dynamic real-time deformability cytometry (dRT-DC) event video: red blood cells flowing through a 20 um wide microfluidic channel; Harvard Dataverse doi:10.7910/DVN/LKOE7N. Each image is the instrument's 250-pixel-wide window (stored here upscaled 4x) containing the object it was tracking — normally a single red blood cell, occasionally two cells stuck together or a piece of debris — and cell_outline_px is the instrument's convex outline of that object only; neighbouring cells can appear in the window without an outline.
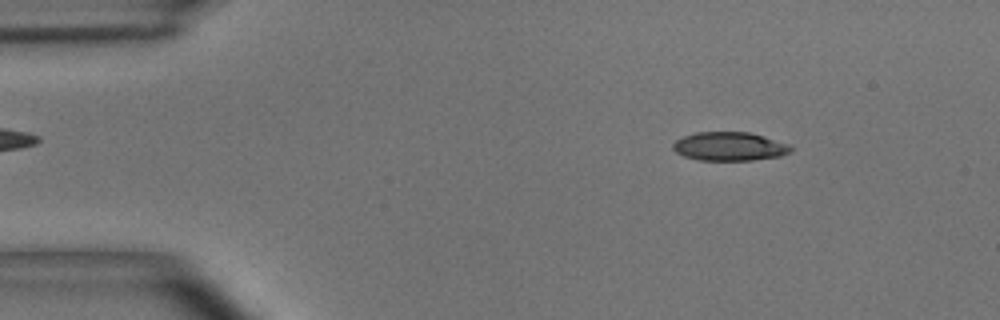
{"species": "common noctule bat (a hibernating species)", "species_latin": "Nyctalus noctula", "temperature_condition": "room temperature", "stored_images_in_passage": 5, "camera_frame_rate_fps": 3000, "um_per_image_px": 0.085, "animal": {"sex": "male", "body_mass_g": 15.6}, "frame": {"image": 1, "passage_image": 2, "time_ms": 0.333, "image_size_px": [1000, 320], "cell_outline_px": [[792, 152], [780, 156], [752, 160], [700, 160], [684, 156], [676, 152], [672, 148], [672, 144], [676, 140], [684, 136], [696, 132], [748, 132], [764, 136], [792, 144]], "centroid_in_image_um": [62.04, 12.44], "position_along_channel_um": 23.0, "area_um2": 19.83}}
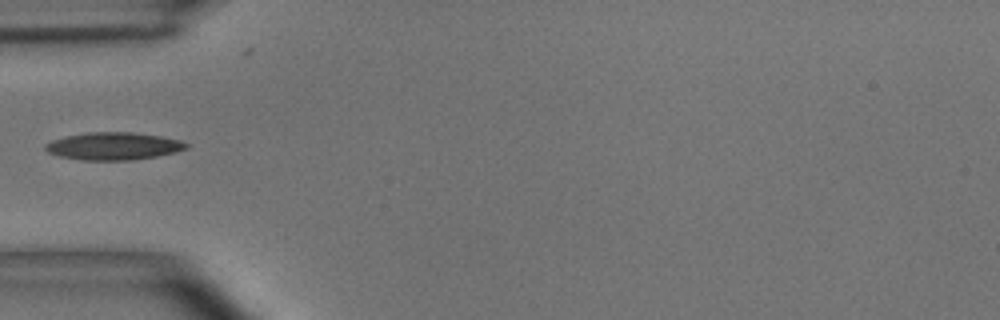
{"frame": {"image": 2, "passage_image": 5, "time_ms": 1.333, "image_size_px": [1000, 320], "cell_outline_px": [[188, 148], [176, 152], [156, 156], [132, 160], [84, 160], [60, 156], [48, 152], [44, 148], [44, 144], [52, 140], [68, 136], [88, 132], [132, 132], [160, 136], [180, 140], [188, 144]], "centroid_in_image_um": [9.66, 12.42], "position_along_channel_um": 75.3, "area_um2": 22.48}}